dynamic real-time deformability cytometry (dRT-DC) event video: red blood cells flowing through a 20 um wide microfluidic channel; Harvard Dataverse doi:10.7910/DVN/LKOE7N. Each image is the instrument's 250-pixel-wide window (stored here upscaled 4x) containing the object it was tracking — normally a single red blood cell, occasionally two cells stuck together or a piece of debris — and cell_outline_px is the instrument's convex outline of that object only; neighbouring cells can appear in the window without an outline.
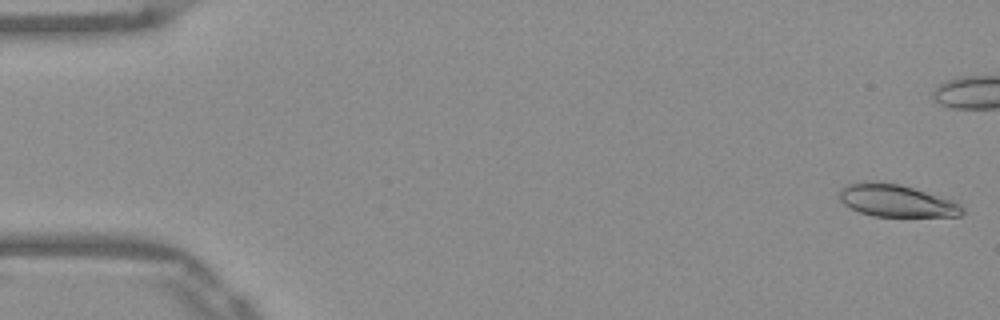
{"species": "Egyptian fruit bat (a non-hibernating species)", "species_latin": "Rousettus aegyptiacus", "temperature_condition": "warm", "stored_images_in_passage": 52, "camera_frame_rate_fps": 3000, "um_per_image_px": 0.085, "frame": {"image": 1, "passage_image": 1, "time_ms": 0.0, "image_size_px": [1000, 320], "cell_outline_px": [[964, 212], [960, 216], [872, 216], [860, 212], [844, 204], [840, 200], [840, 188], [848, 184], [864, 180], [868, 180], [900, 184], [952, 200], [960, 204], [964, 208]], "centroid_in_image_um": [76.17, 17.05], "position_along_channel_um": 8.8, "area_um2": 23.12}}
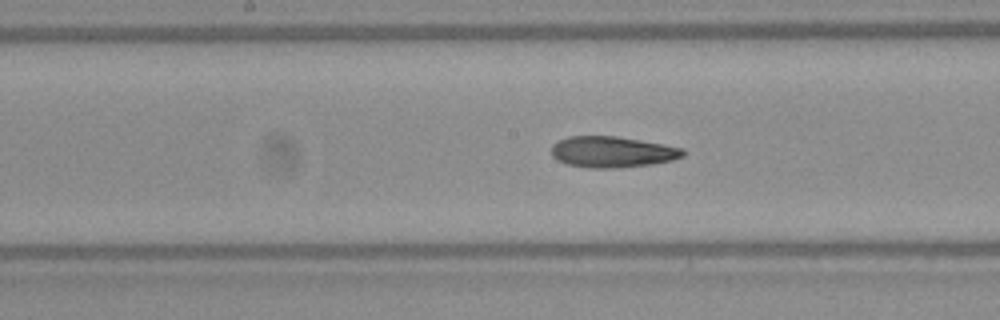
{"frame": {"image": 2, "passage_image": 26, "time_ms": 8.333, "image_size_px": [1000, 320], "cell_outline_px": [[684, 156], [672, 160], [652, 164], [616, 168], [588, 168], [568, 164], [556, 160], [552, 156], [552, 144], [568, 136], [616, 136], [664, 144], [684, 148]], "centroid_in_image_um": [52.04, 12.91], "position_along_channel_um": 196.2, "area_um2": 23.87}}
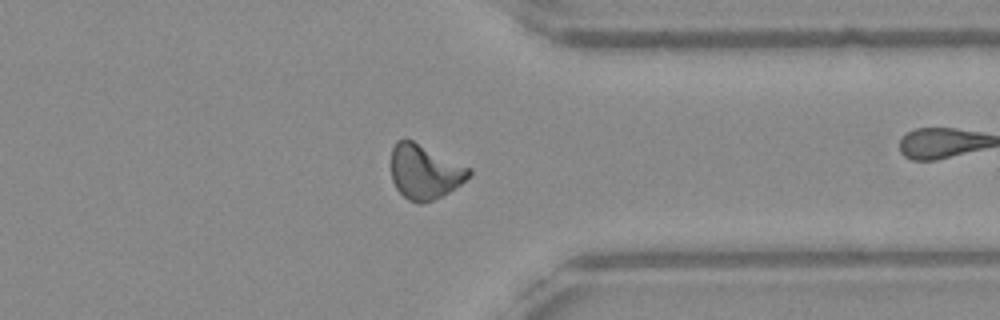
{"frame": {"image": 3, "passage_image": 40, "time_ms": 13.0, "image_size_px": [1000, 320], "cell_outline_px": [[472, 172], [460, 184], [448, 192], [432, 200], [420, 204], [408, 200], [396, 188], [392, 180], [392, 148], [396, 140], [412, 140], [472, 168]], "centroid_in_image_um": [36.09, 14.6], "position_along_channel_um": 375.3, "area_um2": 24.45}, "authors_computed_cell_mechanics": {"area_um2": 23.7269, "velocity_mm_per_s": 3.9284, "shape_relaxation_time_tau1_ms": null, "shape_relaxation_time_tau2_ms": 4.6707, "deformation_change_tau1": null, "deformation_change_tau2": 0.1327}}